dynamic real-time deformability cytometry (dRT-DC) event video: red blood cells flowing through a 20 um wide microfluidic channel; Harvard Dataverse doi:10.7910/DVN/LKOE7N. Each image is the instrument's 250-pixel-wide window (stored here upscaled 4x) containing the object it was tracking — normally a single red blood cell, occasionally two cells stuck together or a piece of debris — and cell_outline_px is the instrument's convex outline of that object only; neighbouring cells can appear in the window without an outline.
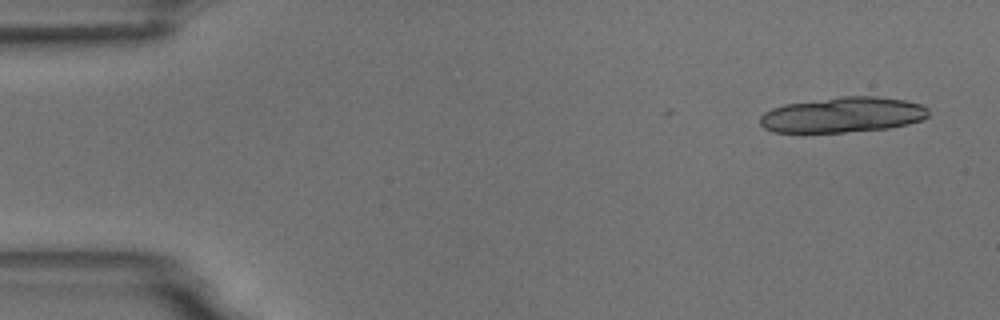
{"species": "common noctule bat (a hibernating species)", "species_latin": "Nyctalus noctula", "temperature_condition": "room temperature", "stored_images_in_passage": 3, "camera_frame_rate_fps": 3000, "um_per_image_px": 0.085, "animal": {"sex": "male", "body_mass_g": 18.8}, "frame": {"image": 1, "passage_image": 1, "time_ms": 0.0, "image_size_px": [1000, 320], "cell_outline_px": [[928, 116], [924, 120], [908, 124], [888, 128], [844, 132], [776, 132], [764, 128], [760, 124], [760, 116], [764, 112], [772, 108], [784, 104], [840, 96], [876, 96], [904, 100], [924, 104], [928, 108]], "centroid_in_image_um": [71.66, 9.75], "position_along_channel_um": 13.3, "area_um2": 34.91}}